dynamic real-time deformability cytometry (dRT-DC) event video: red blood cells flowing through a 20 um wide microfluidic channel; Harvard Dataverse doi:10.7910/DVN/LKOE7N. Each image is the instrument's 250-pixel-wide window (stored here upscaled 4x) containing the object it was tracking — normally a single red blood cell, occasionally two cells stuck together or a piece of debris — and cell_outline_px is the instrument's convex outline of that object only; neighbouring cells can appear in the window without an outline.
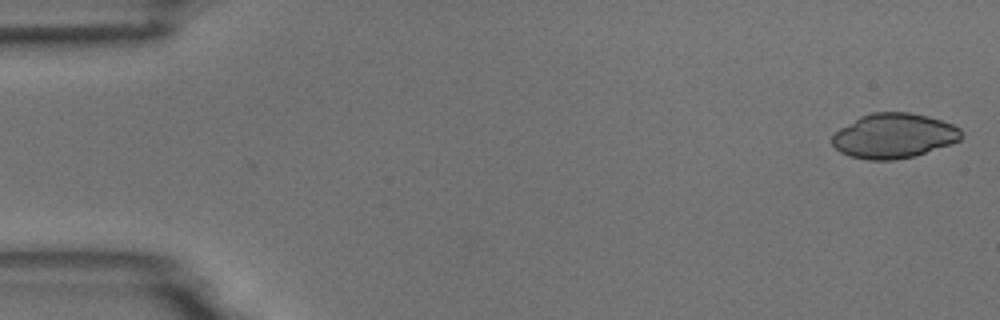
{"species": "common noctule bat (a hibernating species)", "species_latin": "Nyctalus noctula", "temperature_condition": "room temperature", "stored_images_in_passage": 2, "camera_frame_rate_fps": 3000, "um_per_image_px": 0.085, "animal": {"sex": "male", "body_mass_g": 18.8}, "frame": {"image": 1, "passage_image": 2, "time_ms": 0.333, "image_size_px": [1000, 320], "cell_outline_px": [[964, 136], [960, 140], [916, 156], [892, 160], [868, 160], [848, 156], [840, 152], [832, 144], [832, 136], [840, 128], [860, 116], [872, 112], [908, 112], [928, 116], [952, 124], [960, 128]], "centroid_in_image_um": [75.97, 11.55], "position_along_channel_um": 9.0, "area_um2": 33.81}}